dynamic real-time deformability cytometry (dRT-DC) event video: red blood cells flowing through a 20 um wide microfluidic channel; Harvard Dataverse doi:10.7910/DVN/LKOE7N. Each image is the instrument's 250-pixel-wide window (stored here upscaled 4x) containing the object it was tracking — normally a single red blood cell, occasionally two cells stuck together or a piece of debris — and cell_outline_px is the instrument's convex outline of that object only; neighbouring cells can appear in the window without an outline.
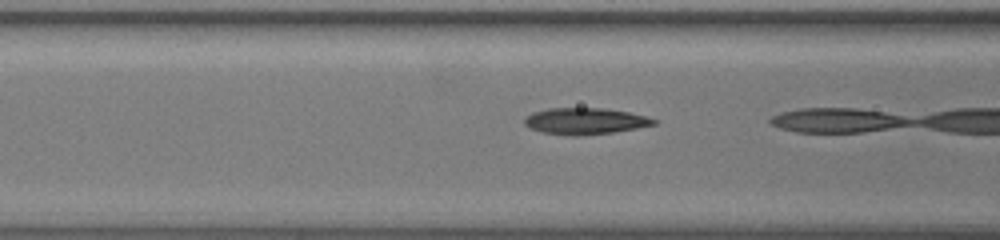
{"species": "common noctule bat (a hibernating species)", "species_latin": "Nyctalus noctula", "temperature_condition": "warm", "stored_images_in_passage": 8, "camera_frame_rate_fps": 3000, "um_per_image_px": 0.085, "animal": {"sex": "female", "body_mass_g": 19.5, "forearm_length_mm": 54.1}, "frame": {"image": 1, "passage_image": 4, "time_ms": 1.0, "image_size_px": [1000, 240], "cell_outline_px": [[660, 120], [656, 124], [616, 132], [580, 136], [572, 136], [540, 132], [528, 128], [524, 124], [524, 116], [532, 112], [548, 108], [604, 108], [628, 112]], "centroid_in_image_um": [49.69, 10.3], "position_along_channel_um": 116.9, "area_um2": 20.23}}